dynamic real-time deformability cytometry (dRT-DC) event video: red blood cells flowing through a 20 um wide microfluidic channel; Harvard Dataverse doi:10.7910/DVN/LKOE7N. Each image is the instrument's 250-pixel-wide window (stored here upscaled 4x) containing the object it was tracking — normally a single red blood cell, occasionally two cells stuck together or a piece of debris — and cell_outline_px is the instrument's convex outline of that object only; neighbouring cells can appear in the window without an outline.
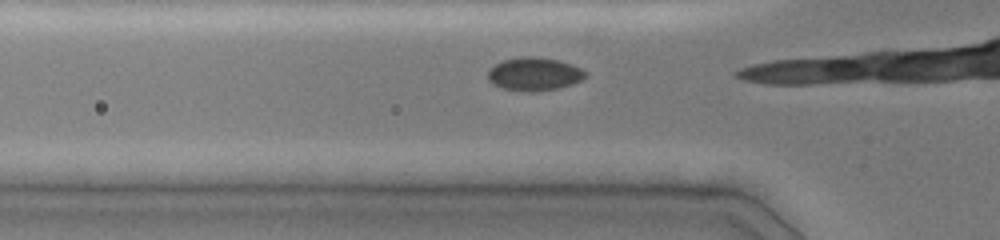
{"species": "common noctule bat (a hibernating species)", "species_latin": "Nyctalus noctula", "temperature_condition": "cold", "stored_images_in_passage": 15, "camera_frame_rate_fps": 3000, "um_per_image_px": 0.085, "animal": {"sex": "female", "body_mass_g": 19.0, "forearm_length_mm": 51.5}, "frame": {"image": 1, "passage_image": 7, "time_ms": 2.0, "image_size_px": [1000, 240], "cell_outline_px": [[588, 72], [580, 80], [556, 88], [532, 92], [524, 92], [504, 88], [492, 84], [488, 80], [488, 72], [496, 64], [504, 60], [524, 56], [540, 56], [560, 60], [572, 64]], "centroid_in_image_um": [45.4, 6.28], "position_along_channel_um": 80.4, "area_um2": 18.73}}